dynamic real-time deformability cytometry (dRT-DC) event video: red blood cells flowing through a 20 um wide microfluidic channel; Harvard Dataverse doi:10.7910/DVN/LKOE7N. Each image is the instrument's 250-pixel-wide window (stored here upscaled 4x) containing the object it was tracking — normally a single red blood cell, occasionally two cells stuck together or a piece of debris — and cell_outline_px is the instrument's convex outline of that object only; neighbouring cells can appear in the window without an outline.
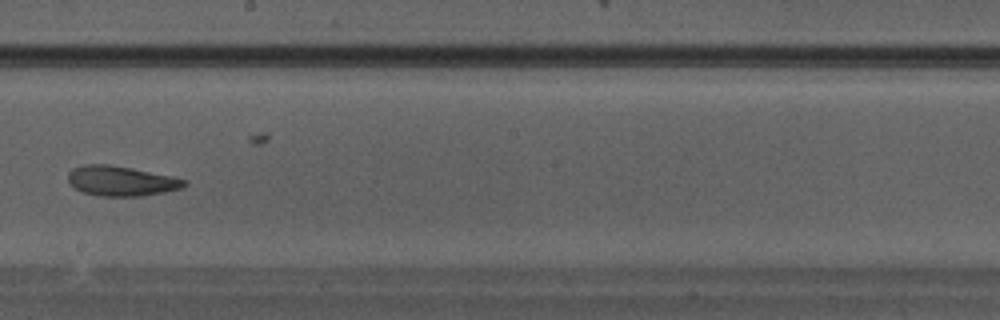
{"species": "Egyptian fruit bat (a non-hibernating species)", "species_latin": "Rousettus aegyptiacus", "temperature_condition": "warm", "stored_images_in_passage": 33, "camera_frame_rate_fps": 3000, "um_per_image_px": 0.085, "animal": {"sex": "male"}, "frame": {"image": 1, "passage_image": 19, "time_ms": 6.0, "image_size_px": [1000, 320], "cell_outline_px": [[188, 184], [184, 188], [164, 192], [140, 196], [100, 196], [84, 192], [76, 188], [68, 180], [68, 172], [72, 168], [84, 164], [108, 164], [132, 168], [172, 176], [188, 180]], "centroid_in_image_um": [10.34, 15.37], "position_along_channel_um": 237.9, "area_um2": 20.35}}